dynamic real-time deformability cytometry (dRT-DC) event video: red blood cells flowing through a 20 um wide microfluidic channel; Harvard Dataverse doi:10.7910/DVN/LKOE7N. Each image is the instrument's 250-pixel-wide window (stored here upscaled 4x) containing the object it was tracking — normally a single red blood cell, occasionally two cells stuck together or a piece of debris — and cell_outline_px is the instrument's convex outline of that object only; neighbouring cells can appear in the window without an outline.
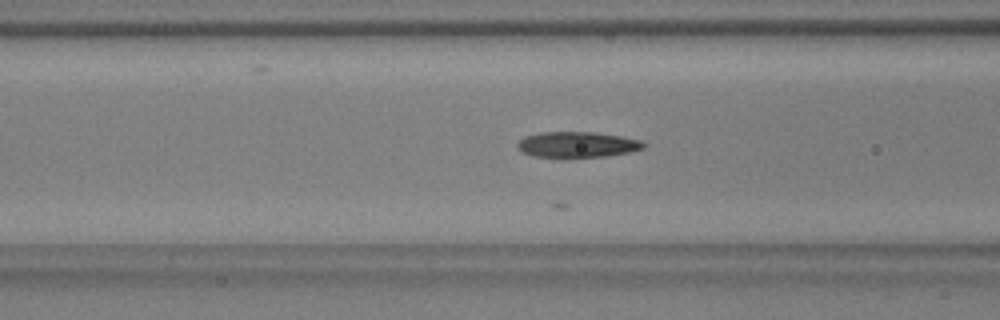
{"species": "common noctule bat (a hibernating species)", "species_latin": "Nyctalus noctula", "temperature_condition": "warm", "stored_images_in_passage": 20, "camera_frame_rate_fps": 3000, "um_per_image_px": 0.085, "animal": {"sex": "male", "body_mass_g": 17.9, "forearm_length_mm": 54.2}, "frame": {"image": 1, "passage_image": 14, "time_ms": 4.333, "image_size_px": [1000, 320], "cell_outline_px": [[644, 148], [628, 152], [608, 156], [568, 160], [560, 160], [532, 156], [520, 152], [516, 148], [516, 144], [524, 136], [540, 132], [592, 132], [620, 136], [640, 140], [644, 144]], "centroid_in_image_um": [48.95, 12.34], "position_along_channel_um": 117.6, "area_um2": 19.83}}
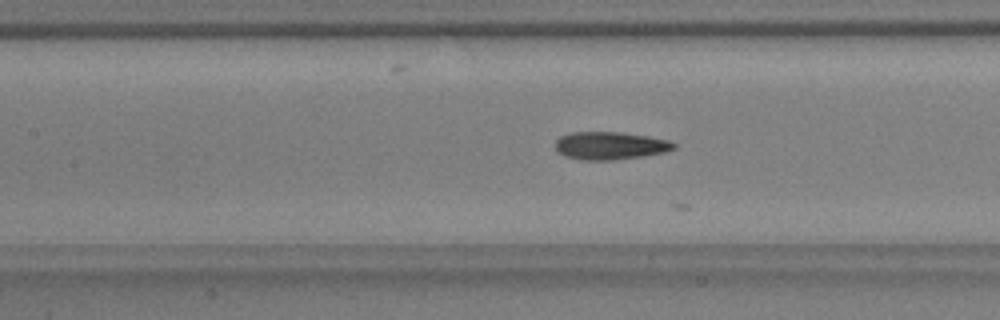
{"frame": {"image": 2, "passage_image": 17, "time_ms": 5.333, "image_size_px": [1000, 320], "cell_outline_px": [[676, 148], [664, 152], [644, 156], [612, 160], [580, 160], [564, 156], [556, 152], [556, 140], [560, 136], [572, 132], [620, 132], [648, 136], [668, 140], [676, 144]], "centroid_in_image_um": [51.84, 12.38], "position_along_channel_um": 155.6, "area_um2": 19.31}}